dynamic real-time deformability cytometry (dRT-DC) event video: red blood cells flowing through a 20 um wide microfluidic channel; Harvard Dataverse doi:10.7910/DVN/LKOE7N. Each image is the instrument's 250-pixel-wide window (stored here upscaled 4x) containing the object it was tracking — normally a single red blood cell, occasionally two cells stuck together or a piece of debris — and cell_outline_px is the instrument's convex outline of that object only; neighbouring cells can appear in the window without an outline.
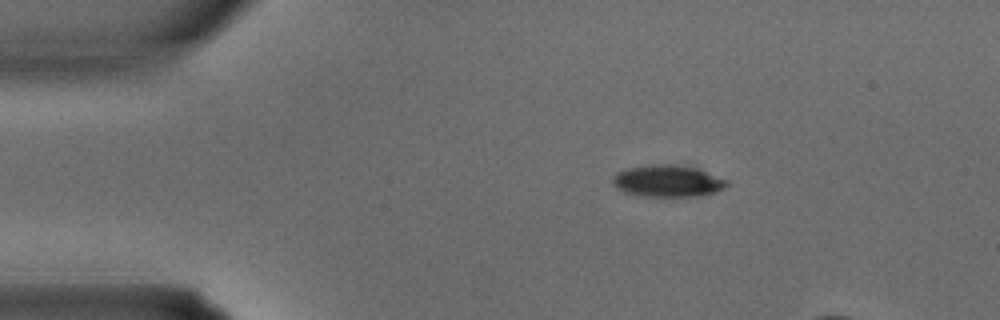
{"species": "common noctule bat (a hibernating species)", "species_latin": "Nyctalus noctula", "temperature_condition": "warm", "stored_images_in_passage": 3, "segment_of_instrument_passage": [1, 2], "camera_frame_rate_fps": 3000, "um_per_image_px": 0.085, "animal": {"sex": "male", "body_mass_g": 15.6}, "frame": {"image": 1, "passage_image": 1, "time_ms": 0.0, "image_size_px": [1000, 320], "cell_outline_px": [[728, 184], [724, 188], [712, 192], [696, 196], [644, 196], [624, 192], [616, 188], [612, 184], [612, 176], [616, 172], [624, 168], [652, 164], [676, 164], [696, 168], [728, 180]], "centroid_in_image_um": [56.68, 15.37], "position_along_channel_um": 28.3, "area_um2": 21.21}}